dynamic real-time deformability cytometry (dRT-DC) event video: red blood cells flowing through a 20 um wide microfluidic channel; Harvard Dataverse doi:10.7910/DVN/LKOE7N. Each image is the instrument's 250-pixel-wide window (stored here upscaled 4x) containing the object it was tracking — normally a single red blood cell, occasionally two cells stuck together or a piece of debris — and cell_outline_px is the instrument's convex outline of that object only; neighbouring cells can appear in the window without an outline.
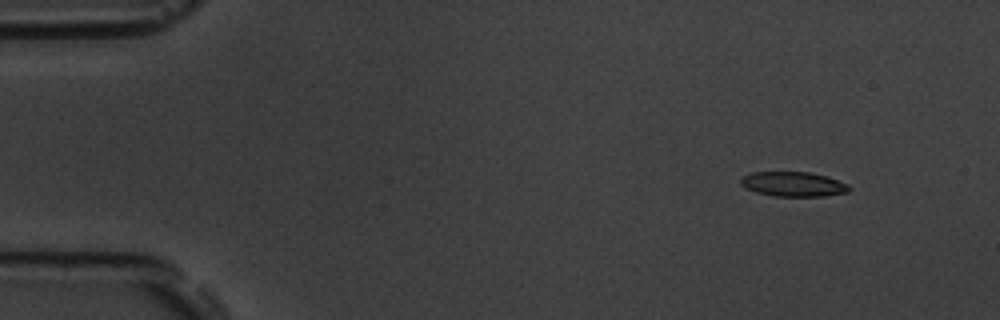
{"species": "common noctule bat (a hibernating species)", "species_latin": "Nyctalus noctula", "temperature_condition": "room temperature", "stored_images_in_passage": 54, "camera_frame_rate_fps": 3000, "um_per_image_px": 0.085, "animal": {"sex": "male", "body_mass_g": 19.5, "forearm_length_mm": 54.6}, "frame": {"image": 1, "passage_image": 5, "time_ms": 1.333, "image_size_px": [1000, 320], "cell_outline_px": [[852, 188], [848, 192], [824, 196], [772, 196], [756, 192], [744, 188], [740, 184], [740, 180], [744, 176], [752, 172], [808, 172], [828, 176], [848, 184]], "centroid_in_image_um": [67.44, 15.65], "position_along_channel_um": 17.6, "area_um2": 15.72}}
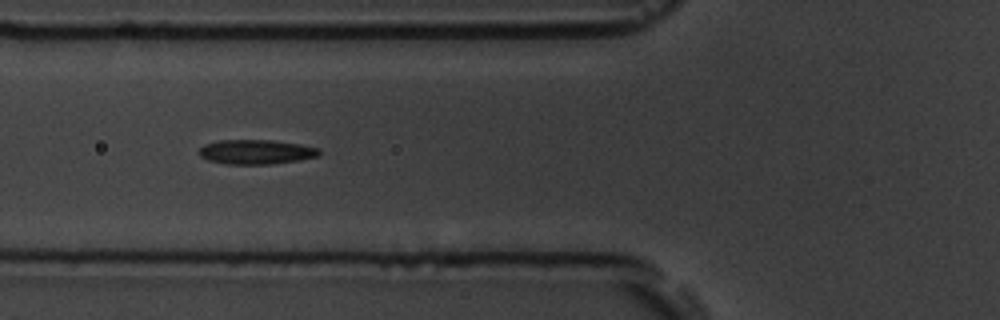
{"frame": {"image": 2, "passage_image": 20, "time_ms": 6.333, "image_size_px": [1000, 320], "cell_outline_px": [[320, 156], [300, 160], [272, 164], [228, 164], [208, 160], [200, 156], [196, 152], [204, 144], [220, 140], [272, 140], [300, 144], [320, 148]], "centroid_in_image_um": [21.78, 12.91], "position_along_channel_um": 104.0, "area_um2": 17.34}}
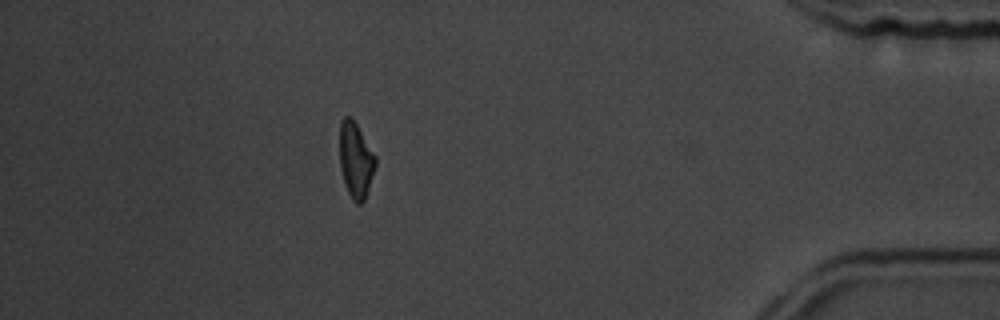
{"frame": {"image": 3, "passage_image": 48, "time_ms": 15.667, "image_size_px": [1000, 320], "cell_outline_px": [[376, 164], [364, 200], [360, 204], [356, 204], [352, 200], [348, 192], [340, 168], [340, 124], [344, 116], [352, 116], [376, 156]], "centroid_in_image_um": [30.23, 13.58], "position_along_channel_um": 405.0, "area_um2": 15.66}, "authors_computed_cell_mechanics": {"area_um2": 16.4152, "velocity_mm_per_s": 3.7286, "shape_relaxation_time_tau1_ms": 4.4925, "shape_relaxation_time_tau2_ms": 4.5723, "deformation_change_tau1": 0.1268, "deformation_change_tau2": 0.1219}}